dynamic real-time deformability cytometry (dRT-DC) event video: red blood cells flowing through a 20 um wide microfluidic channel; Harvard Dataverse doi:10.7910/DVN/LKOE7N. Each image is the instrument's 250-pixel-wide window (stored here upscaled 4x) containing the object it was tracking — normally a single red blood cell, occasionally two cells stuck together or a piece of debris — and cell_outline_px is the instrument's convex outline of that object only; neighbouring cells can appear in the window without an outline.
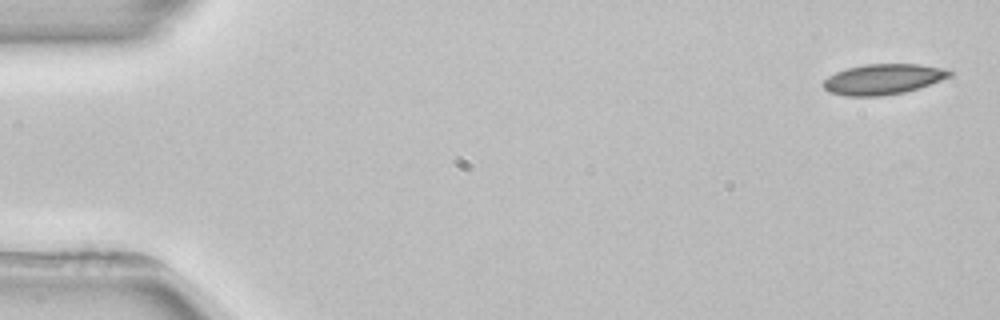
{"species": "common noctule bat (a hibernating species)", "species_latin": "Nyctalus noctula", "temperature_condition": "room temperature", "stored_images_in_passage": 4, "camera_frame_rate_fps": 3000, "um_per_image_px": 0.085, "animal": {"sex": "female", "body_mass_g": 22.7, "forearm_length_mm": 54.2}, "frame": {"image": 1, "passage_image": 1, "time_ms": 0.0, "image_size_px": [1000, 320], "cell_outline_px": [[956, 72], [952, 76], [904, 92], [880, 96], [848, 96], [828, 92], [824, 88], [824, 80], [828, 76], [836, 72], [848, 68], [864, 64], [920, 64], [944, 68]], "centroid_in_image_um": [75.08, 6.72], "position_along_channel_um": 9.9, "area_um2": 22.31}}
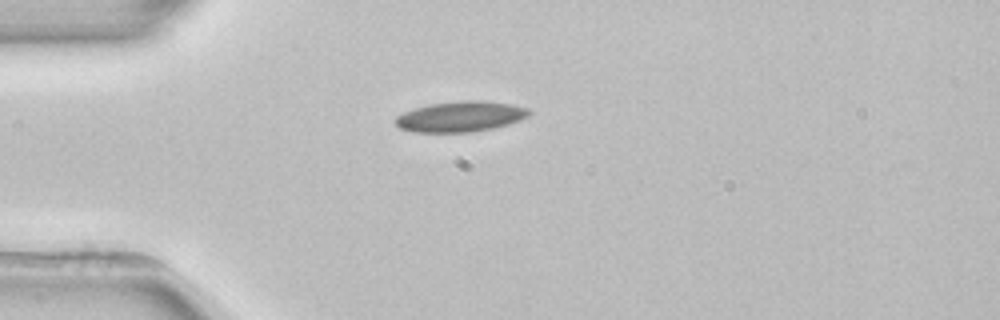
{"frame": {"image": 2, "passage_image": 4, "time_ms": 4.0, "image_size_px": [1000, 320], "cell_outline_px": [[532, 112], [528, 116], [520, 120], [508, 124], [492, 128], [472, 132], [412, 132], [400, 128], [392, 120], [396, 116], [404, 112], [428, 104], [460, 100], [484, 100], [508, 104], [528, 108]], "centroid_in_image_um": [39.12, 9.9], "position_along_channel_um": 45.9, "area_um2": 23.87}}